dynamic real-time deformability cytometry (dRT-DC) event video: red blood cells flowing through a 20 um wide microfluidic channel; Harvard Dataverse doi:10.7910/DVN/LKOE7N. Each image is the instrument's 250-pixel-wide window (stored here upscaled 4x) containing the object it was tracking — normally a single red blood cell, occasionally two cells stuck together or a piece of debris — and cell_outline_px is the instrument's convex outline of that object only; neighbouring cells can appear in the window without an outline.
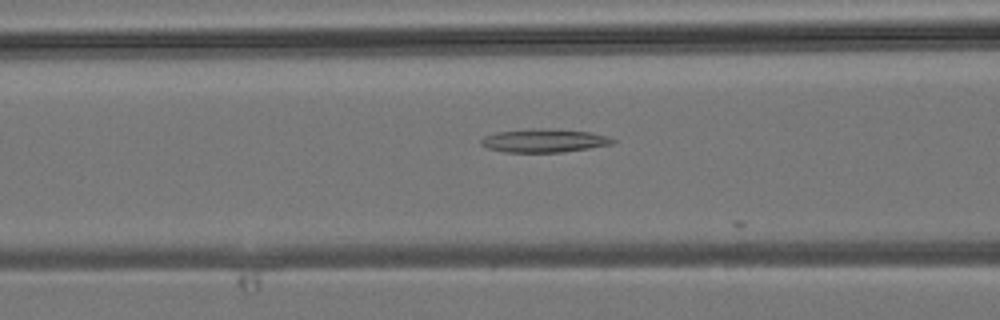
{"species": "common noctule bat (a hibernating species)", "species_latin": "Nyctalus noctula", "temperature_condition": "room temperature", "stored_images_in_passage": 5, "camera_frame_rate_fps": 3000, "um_per_image_px": 0.085, "animal": {"sex": "male", "body_mass_g": 19.2, "forearm_length_mm": 51.8}, "frame": {"image": 1, "passage_image": 4, "time_ms": 1.0, "image_size_px": [1000, 320], "cell_outline_px": [[616, 140], [612, 144], [564, 152], [504, 152], [488, 148], [480, 144], [480, 140], [484, 136], [496, 132], [588, 132], [608, 136]], "centroid_in_image_um": [46.24, 12.03], "position_along_channel_um": 120.4, "area_um2": 16.42}}